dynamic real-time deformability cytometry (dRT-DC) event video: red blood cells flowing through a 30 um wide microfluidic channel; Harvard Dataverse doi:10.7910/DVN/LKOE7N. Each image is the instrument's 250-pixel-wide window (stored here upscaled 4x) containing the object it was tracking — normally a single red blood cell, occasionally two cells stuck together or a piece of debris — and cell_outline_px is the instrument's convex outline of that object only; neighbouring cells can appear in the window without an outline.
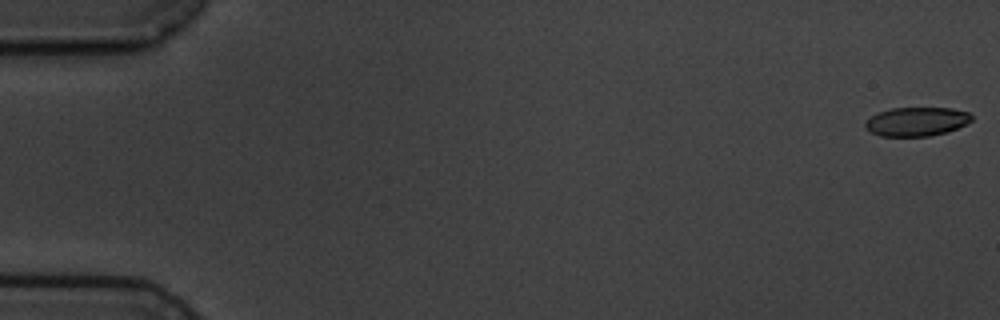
{"species": "common noctule bat (a hibernating species)", "species_latin": "Nyctalus noctula", "temperature_condition": "cold", "stored_images_in_passage": 5, "camera_frame_rate_fps": 3000, "um_per_image_px": 0.085, "animal": {"sex": "male", "body_mass_g": 19.5, "forearm_length_mm": 54.6}, "frame": {"image": 1, "passage_image": 1, "time_ms": 0.0, "image_size_px": [1000, 320], "cell_outline_px": [[972, 120], [956, 128], [944, 132], [928, 136], [880, 136], [872, 132], [864, 124], [872, 116], [880, 112], [892, 108], [952, 108], [968, 112], [972, 116]], "centroid_in_image_um": [77.92, 10.33], "position_along_channel_um": 7.1, "area_um2": 17.51}}
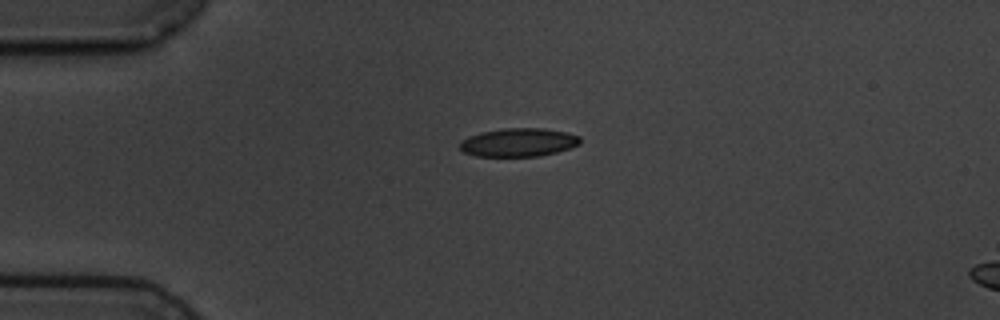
{"frame": {"image": 2, "passage_image": 4, "time_ms": 4.333, "image_size_px": [1000, 320], "cell_outline_px": [[580, 144], [556, 152], [540, 156], [476, 156], [464, 152], [460, 148], [460, 140], [468, 136], [480, 132], [504, 128], [544, 128], [568, 132], [580, 136]], "centroid_in_image_um": [44.07, 12.09], "position_along_channel_um": 40.9, "area_um2": 20.0}}